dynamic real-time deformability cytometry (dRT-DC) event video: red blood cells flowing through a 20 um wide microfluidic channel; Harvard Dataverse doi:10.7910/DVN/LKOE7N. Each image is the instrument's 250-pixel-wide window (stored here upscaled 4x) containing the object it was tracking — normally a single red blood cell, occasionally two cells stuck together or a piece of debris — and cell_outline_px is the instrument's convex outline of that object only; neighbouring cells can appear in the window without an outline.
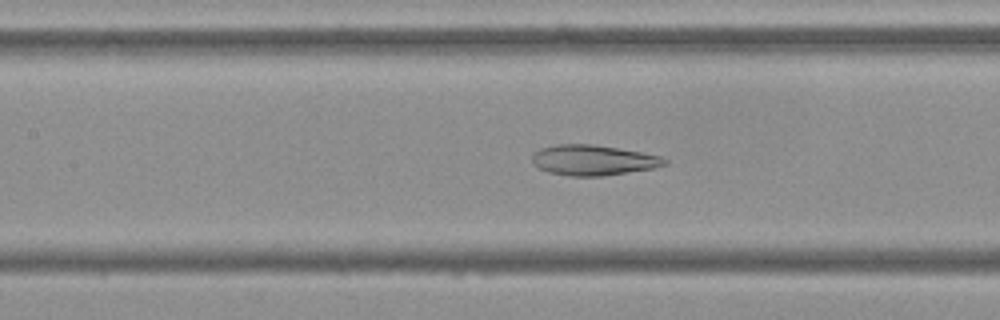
{"species": "Egyptian fruit bat (a non-hibernating species)", "species_latin": "Rousettus aegyptiacus", "temperature_condition": "cold", "stored_images_in_passage": 49, "camera_frame_rate_fps": 3000, "um_per_image_px": 0.085, "frame": {"image": 1, "passage_image": 19, "time_ms": 6.0, "image_size_px": [1000, 320], "cell_outline_px": [[668, 164], [652, 168], [604, 176], [568, 176], [548, 172], [532, 164], [532, 156], [540, 148], [556, 144], [592, 144], [640, 152], [660, 156], [668, 160]], "centroid_in_image_um": [50.4, 13.62], "position_along_channel_um": 157.0, "area_um2": 23.35}}
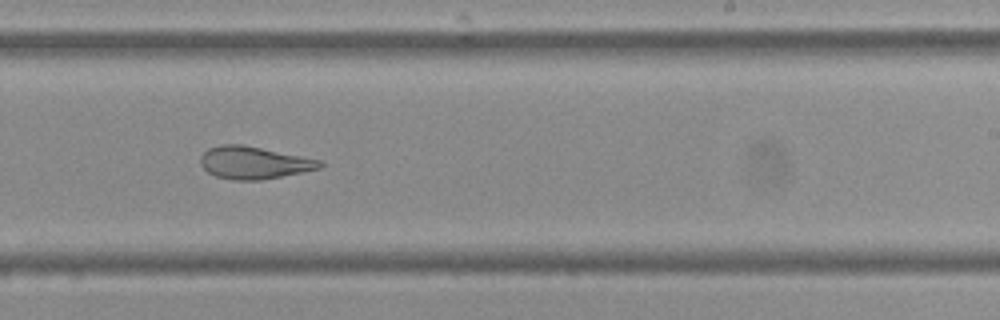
{"frame": {"image": 2, "passage_image": 28, "time_ms": 9.0, "image_size_px": [1000, 320], "cell_outline_px": [[324, 164], [320, 168], [260, 180], [232, 180], [216, 176], [208, 172], [200, 164], [200, 156], [208, 148], [220, 144], [240, 144], [320, 160]], "centroid_in_image_um": [21.52, 13.83], "position_along_channel_um": 267.5, "area_um2": 22.2}}
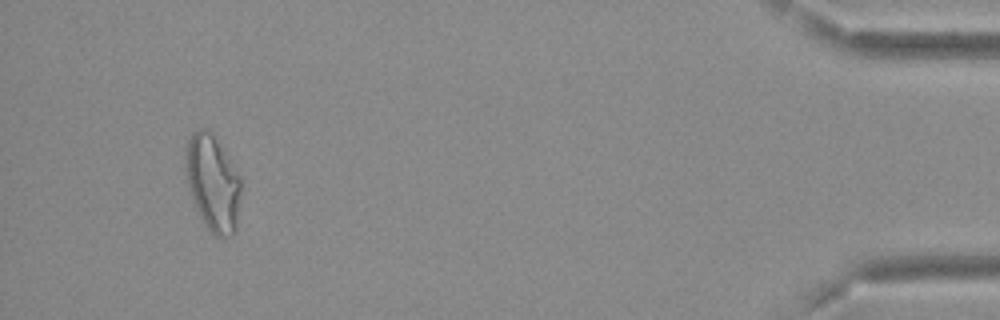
{"frame": {"image": 3, "passage_image": 46, "time_ms": 15.0, "image_size_px": [1000, 320], "cell_outline_px": [[240, 192], [236, 232], [232, 236], [216, 236], [204, 224], [200, 216], [192, 196], [188, 184], [184, 164], [184, 156], [188, 140], [192, 132], [200, 128], [208, 128], [212, 132], [224, 148], [240, 176]], "centroid_in_image_um": [18.08, 15.5], "position_along_channel_um": 417.1, "area_um2": 31.15}, "authors_computed_cell_mechanics": {"area_um2": 26.5302, "velocity_mm_per_s": 3.6901, "shape_relaxation_time_tau1_ms": null, "shape_relaxation_time_tau2_ms": 1.9953, "deformation_change_tau1": null, "deformation_change_tau2": 0.0919}}